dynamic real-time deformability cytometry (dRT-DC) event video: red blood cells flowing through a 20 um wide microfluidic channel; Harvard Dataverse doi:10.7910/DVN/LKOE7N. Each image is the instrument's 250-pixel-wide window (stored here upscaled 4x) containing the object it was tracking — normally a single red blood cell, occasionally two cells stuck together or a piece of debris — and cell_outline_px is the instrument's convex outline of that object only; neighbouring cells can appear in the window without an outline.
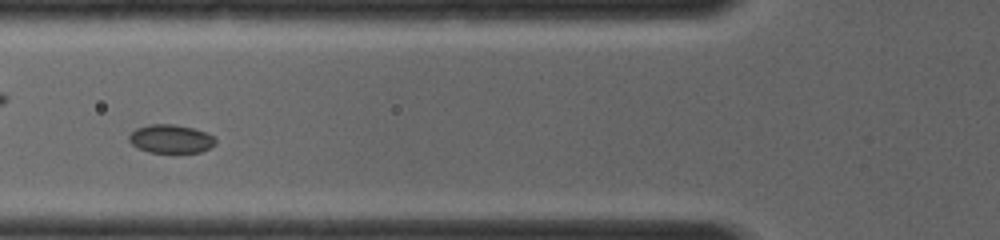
{"species": "common noctule bat (a hibernating species)", "species_latin": "Nyctalus noctula", "temperature_condition": "room temperature", "stored_images_in_passage": 10, "camera_frame_rate_fps": 4000, "um_per_image_px": 0.085, "animal": {"sex": "female", "body_mass_g": 19.0, "forearm_length_mm": 56.7}, "frame": {"image": 1, "passage_image": 6, "time_ms": 2.75, "image_size_px": [1000, 240], "cell_outline_px": [[216, 144], [200, 152], [148, 152], [136, 148], [128, 140], [128, 136], [136, 128], [148, 124], [172, 124], [192, 128], [216, 136]], "centroid_in_image_um": [14.5, 11.8], "position_along_channel_um": 111.3, "area_um2": 14.39}}
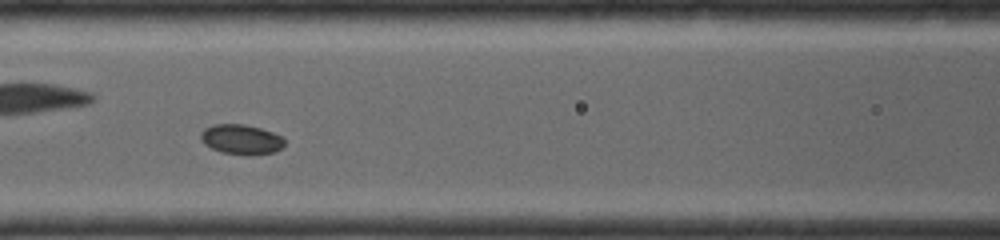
{"frame": {"image": 2, "passage_image": 7, "time_ms": 3.5, "image_size_px": [1000, 240], "cell_outline_px": [[284, 144], [276, 152], [248, 156], [220, 152], [204, 144], [200, 140], [200, 132], [204, 128], [212, 124], [244, 124], [260, 128], [284, 136]], "centroid_in_image_um": [20.49, 11.85], "position_along_channel_um": 146.1, "area_um2": 14.91}}